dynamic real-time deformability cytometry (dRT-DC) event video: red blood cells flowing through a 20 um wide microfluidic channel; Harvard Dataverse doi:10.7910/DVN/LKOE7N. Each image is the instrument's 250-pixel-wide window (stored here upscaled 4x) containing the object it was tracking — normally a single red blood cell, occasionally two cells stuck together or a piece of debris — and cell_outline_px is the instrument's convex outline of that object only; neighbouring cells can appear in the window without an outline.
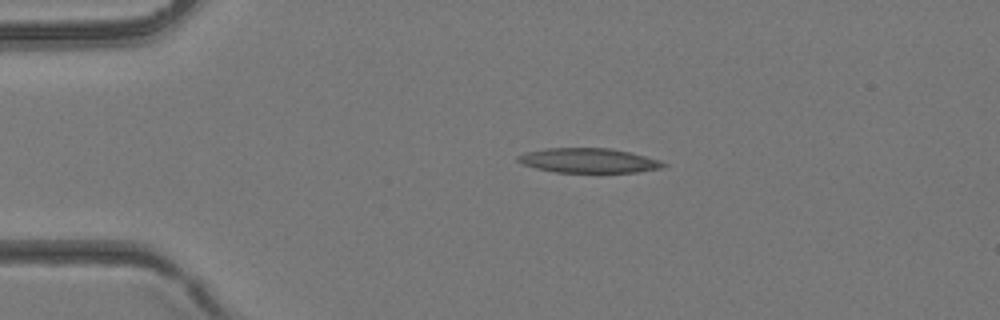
{"species": "common noctule bat (a hibernating species)", "species_latin": "Nyctalus noctula", "temperature_condition": "room temperature", "stored_images_in_passage": 4, "camera_frame_rate_fps": 3000, "um_per_image_px": 0.085, "animal": {"sex": "female", "body_mass_g": 24.6, "forearm_length_mm": 56.2}, "frame": {"image": 1, "passage_image": 3, "time_ms": 0.667, "image_size_px": [1000, 320], "cell_outline_px": [[668, 164], [664, 168], [640, 172], [556, 172], [536, 168], [520, 164], [516, 160], [516, 156], [524, 152], [544, 148], [608, 148], [628, 152], [660, 160]], "centroid_in_image_um": [50.0, 13.64], "position_along_channel_um": 35.0, "area_um2": 20.98}}